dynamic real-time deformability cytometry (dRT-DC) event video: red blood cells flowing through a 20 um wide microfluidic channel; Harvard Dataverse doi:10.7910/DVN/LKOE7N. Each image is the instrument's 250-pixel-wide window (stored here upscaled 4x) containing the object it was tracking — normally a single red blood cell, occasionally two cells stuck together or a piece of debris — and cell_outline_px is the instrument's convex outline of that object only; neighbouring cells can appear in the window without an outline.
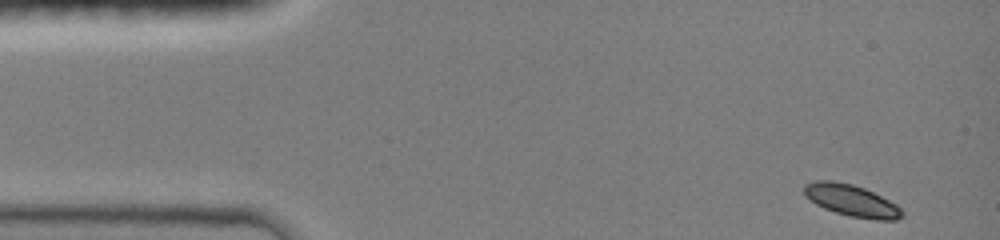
{"species": "common noctule bat (a hibernating species)", "species_latin": "Nyctalus noctula", "temperature_condition": "room temperature", "stored_images_in_passage": 7, "camera_frame_rate_fps": 3000, "um_per_image_px": 0.085, "animal": {"sex": "female", "body_mass_g": 19.0, "forearm_length_mm": 51.5}, "frame": {"image": 1, "passage_image": 1, "time_ms": 0.0, "image_size_px": [1000, 240], "cell_outline_px": [[904, 216], [896, 220], [876, 220], [848, 216], [824, 208], [816, 204], [804, 196], [804, 184], [816, 180], [832, 180], [852, 184], [864, 188], [896, 204], [904, 212]], "centroid_in_image_um": [72.37, 17.05], "position_along_channel_um": 12.6, "area_um2": 18.15}}
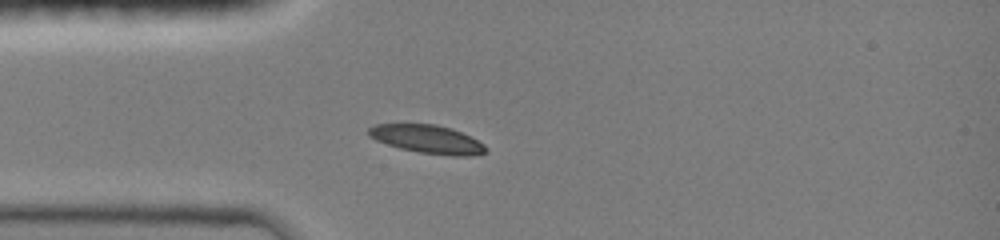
{"frame": {"image": 2, "passage_image": 5, "time_ms": 3.0, "image_size_px": [1000, 240], "cell_outline_px": [[484, 152], [472, 156], [452, 156], [420, 152], [400, 148], [376, 140], [368, 136], [368, 128], [376, 124], [436, 124], [452, 128], [484, 144]], "centroid_in_image_um": [36.28, 11.82], "position_along_channel_um": 48.7, "area_um2": 19.07}}
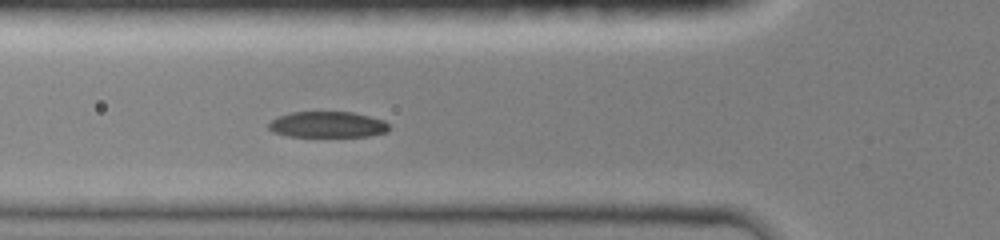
{"frame": {"image": 3, "passage_image": 7, "time_ms": 4.333, "image_size_px": [1000, 240], "cell_outline_px": [[388, 132], [368, 136], [288, 136], [272, 132], [268, 128], [268, 124], [272, 120], [280, 116], [292, 112], [352, 112], [384, 120], [388, 124]], "centroid_in_image_um": [27.83, 10.59], "position_along_channel_um": 98.0, "area_um2": 18.09}}